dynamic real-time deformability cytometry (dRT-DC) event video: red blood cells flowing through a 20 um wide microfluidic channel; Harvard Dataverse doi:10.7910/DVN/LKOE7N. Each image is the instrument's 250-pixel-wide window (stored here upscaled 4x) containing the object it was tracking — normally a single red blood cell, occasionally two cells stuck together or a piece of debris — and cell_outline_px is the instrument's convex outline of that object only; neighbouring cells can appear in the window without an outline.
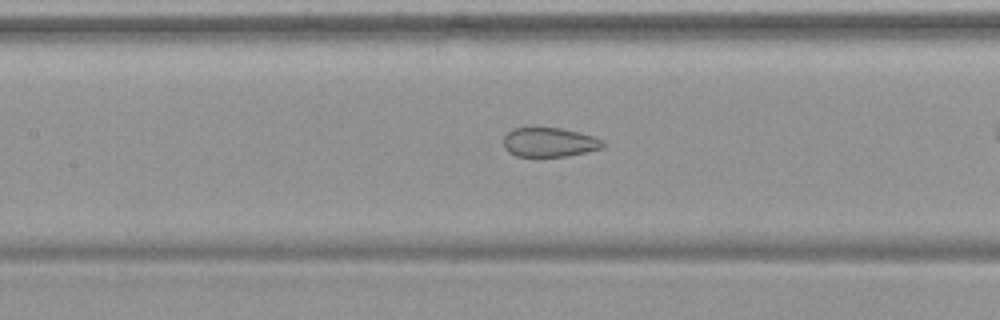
{"species": "common noctule bat (a hibernating species)", "species_latin": "Nyctalus noctula", "temperature_condition": "warm", "stored_images_in_passage": 43, "camera_frame_rate_fps": 3000, "um_per_image_px": 0.085, "animal": {"sex": "female", "body_mass_g": 19.9}, "frame": {"image": 1, "passage_image": 25, "time_ms": 8.0, "image_size_px": [1000, 320], "cell_outline_px": [[608, 144], [604, 148], [568, 156], [516, 156], [508, 152], [504, 148], [504, 136], [512, 128], [560, 128], [592, 136], [604, 140]], "centroid_in_image_um": [46.72, 12.1], "position_along_channel_um": 160.7, "area_um2": 16.99}}
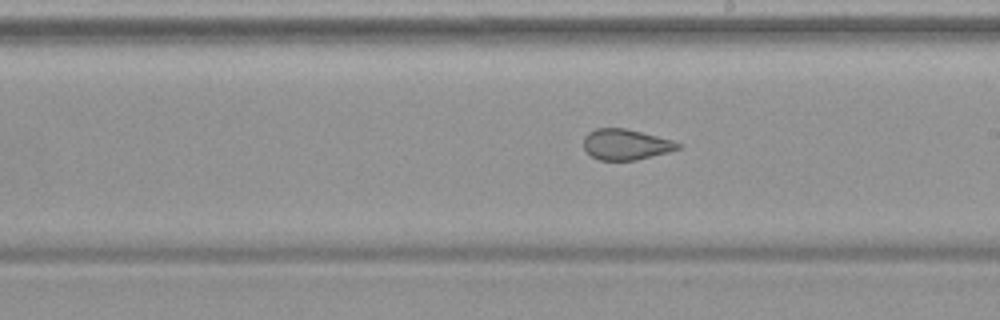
{"frame": {"image": 2, "passage_image": 31, "time_ms": 10.0, "image_size_px": [1000, 320], "cell_outline_px": [[680, 148], [668, 152], [636, 160], [600, 160], [592, 156], [584, 148], [584, 136], [588, 132], [596, 128], [624, 128], [672, 140], [680, 144]], "centroid_in_image_um": [53.17, 12.28], "position_along_channel_um": 235.8, "area_um2": 16.65}}